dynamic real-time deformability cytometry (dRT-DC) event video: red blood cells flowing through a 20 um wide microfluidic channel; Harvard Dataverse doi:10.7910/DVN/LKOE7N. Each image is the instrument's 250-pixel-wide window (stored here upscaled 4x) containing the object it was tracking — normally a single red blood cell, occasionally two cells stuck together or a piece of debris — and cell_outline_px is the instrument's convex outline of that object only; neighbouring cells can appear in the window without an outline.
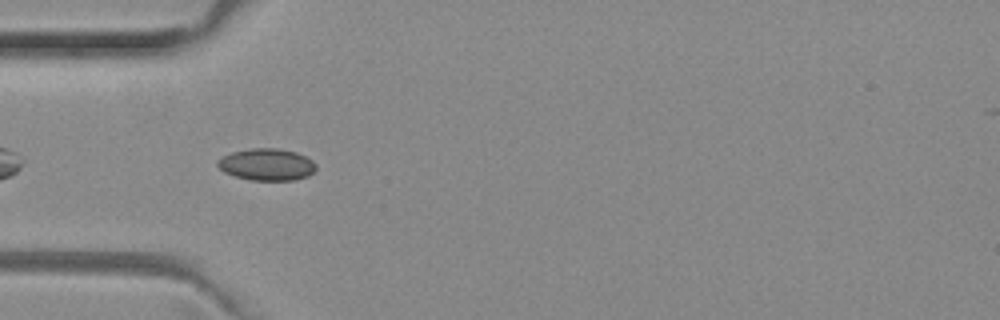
{"species": "common noctule bat (a hibernating species)", "species_latin": "Nyctalus noctula", "temperature_condition": "room temperature", "stored_images_in_passage": 40, "camera_frame_rate_fps": 3000, "um_per_image_px": 0.085, "animal": {"sex": "female", "body_mass_g": 29.2, "forearm_length_mm": 56.3}, "frame": {"image": 1, "passage_image": 3, "time_ms": 0.667, "image_size_px": [1000, 320], "cell_outline_px": [[316, 168], [308, 176], [292, 180], [252, 180], [236, 176], [224, 172], [216, 164], [216, 160], [232, 152], [252, 148], [276, 148], [296, 152], [312, 160], [316, 164]], "centroid_in_image_um": [22.67, 13.98], "position_along_channel_um": 62.3, "area_um2": 18.15}}
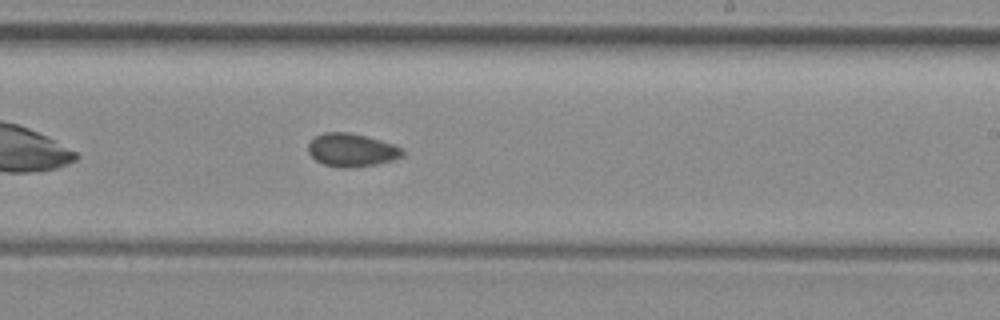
{"frame": {"image": 2, "passage_image": 18, "time_ms": 5.667, "image_size_px": [1000, 320], "cell_outline_px": [[404, 156], [392, 160], [376, 164], [348, 168], [340, 168], [324, 164], [316, 160], [308, 152], [308, 144], [316, 136], [324, 132], [352, 132], [380, 140], [404, 148]], "centroid_in_image_um": [29.91, 12.75], "position_along_channel_um": 259.1, "area_um2": 18.26}}
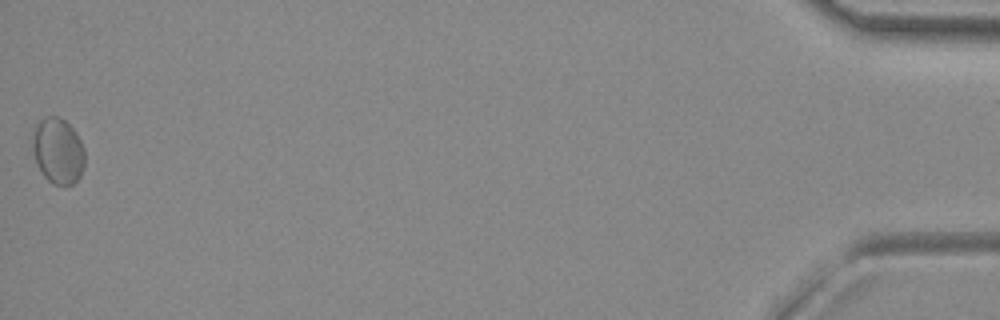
{"frame": {"image": 3, "passage_image": 39, "time_ms": 12.667, "image_size_px": [1000, 320], "cell_outline_px": [[84, 168], [80, 176], [72, 184], [64, 188], [52, 184], [44, 176], [36, 160], [32, 148], [32, 140], [36, 124], [44, 116], [60, 116], [76, 132], [84, 148]], "centroid_in_image_um": [4.94, 12.84], "position_along_channel_um": 430.3, "area_um2": 20.23}, "authors_computed_cell_mechanics": {"area_um2": 18.1492, "velocity_mm_per_s": 3.9588, "shape_relaxation_time_tau1_ms": null, "shape_relaxation_time_tau2_ms": 3.3018, "deformation_change_tau1": null, "deformation_change_tau2": 0.0604}}